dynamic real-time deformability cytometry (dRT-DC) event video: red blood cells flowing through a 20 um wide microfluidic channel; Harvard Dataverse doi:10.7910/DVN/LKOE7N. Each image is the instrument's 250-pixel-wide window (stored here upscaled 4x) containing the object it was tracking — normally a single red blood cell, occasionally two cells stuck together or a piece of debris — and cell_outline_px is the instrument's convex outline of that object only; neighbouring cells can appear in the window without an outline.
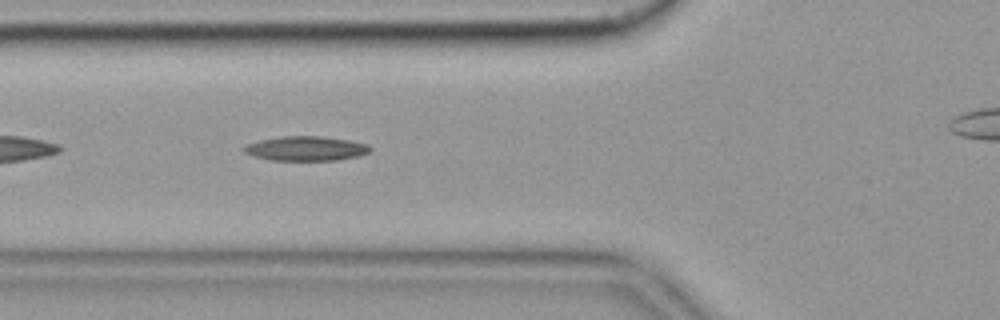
{"species": "common noctule bat (a hibernating species)", "species_latin": "Nyctalus noctula", "temperature_condition": "cold", "stored_images_in_passage": 36, "camera_frame_rate_fps": 3000, "um_per_image_px": 0.085, "animal": {"sex": "female", "body_mass_g": 19.9}, "frame": {"image": 1, "passage_image": 6, "time_ms": 1.667, "image_size_px": [1000, 320], "cell_outline_px": [[372, 148], [368, 152], [360, 156], [336, 160], [268, 160], [244, 152], [240, 148], [248, 144], [260, 140], [280, 136], [320, 136], [348, 140], [368, 144]], "centroid_in_image_um": [26.0, 12.62], "position_along_channel_um": 99.8, "area_um2": 17.98}}